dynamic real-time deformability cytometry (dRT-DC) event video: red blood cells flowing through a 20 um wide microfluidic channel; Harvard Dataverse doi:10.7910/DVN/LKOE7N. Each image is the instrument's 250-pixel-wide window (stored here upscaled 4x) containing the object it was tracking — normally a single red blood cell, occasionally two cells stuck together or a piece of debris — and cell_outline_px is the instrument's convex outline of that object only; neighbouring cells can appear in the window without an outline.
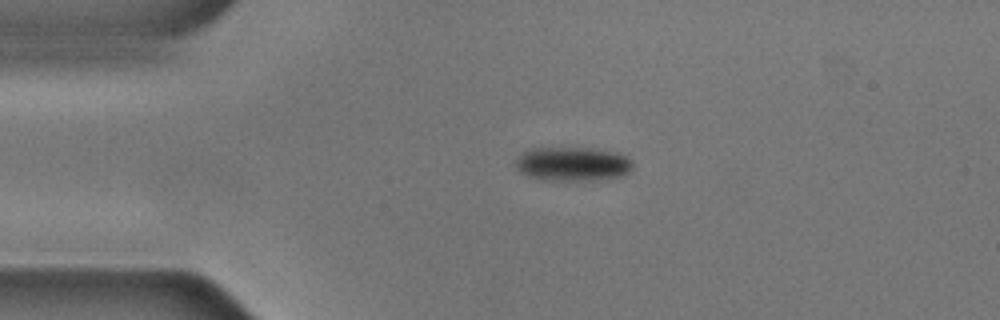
{"species": "common noctule bat (a hibernating species)", "species_latin": "Nyctalus noctula", "temperature_condition": "cold", "stored_images_in_passage": 45, "camera_frame_rate_fps": 3000, "um_per_image_px": 0.085, "animal": {"sex": "male", "body_mass_g": 17.9, "forearm_length_mm": 54.2}, "frame": {"image": 1, "passage_image": 1, "time_ms": 0.0, "image_size_px": [1000, 320], "cell_outline_px": [[632, 168], [624, 176], [596, 180], [544, 180], [528, 176], [520, 172], [516, 168], [516, 156], [532, 148], [592, 148], [616, 152], [628, 156], [632, 160]], "centroid_in_image_um": [48.69, 13.94], "position_along_channel_um": 36.3, "area_um2": 23.47}}
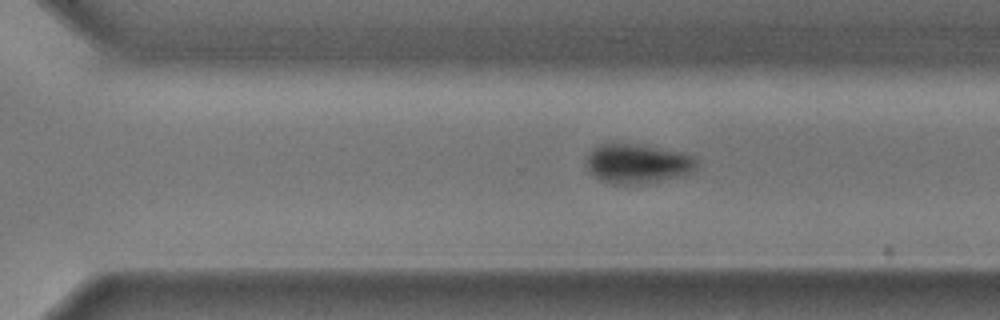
{"frame": {"image": 2, "passage_image": 27, "time_ms": 8.667, "image_size_px": [1000, 320], "cell_outline_px": [[700, 164], [692, 172], [648, 184], [612, 184], [600, 180], [592, 176], [584, 164], [584, 160], [600, 144], [636, 144], [680, 152], [692, 156]], "centroid_in_image_um": [54.17, 13.94], "position_along_channel_um": 316.4, "area_um2": 25.37}}
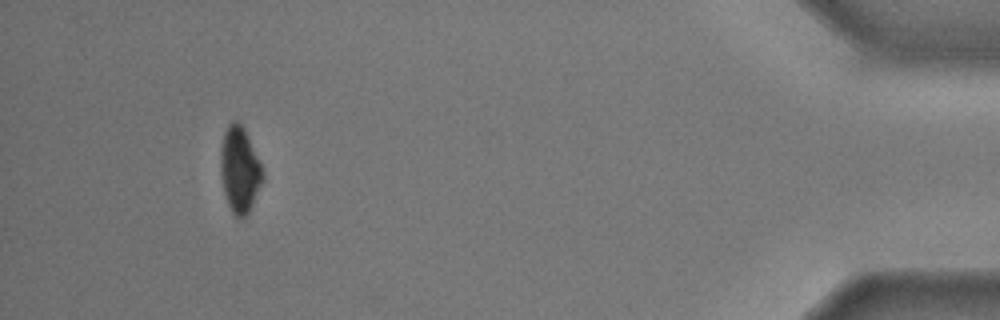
{"frame": {"image": 3, "passage_image": 41, "time_ms": 13.333, "image_size_px": [1000, 320], "cell_outline_px": [[264, 180], [248, 216], [240, 220], [232, 212], [228, 204], [224, 192], [220, 172], [220, 148], [224, 132], [228, 124], [232, 120], [236, 120], [244, 128], [260, 164], [264, 176]], "centroid_in_image_um": [20.36, 14.47], "position_along_channel_um": 414.8, "area_um2": 21.27}, "authors_computed_cell_mechanics": {"area_um2": 26.4146, "velocity_mm_per_s": 3.5734, "shape_relaxation_time_tau1_ms": 1.756, "shape_relaxation_time_tau2_ms": null, "deformation_change_tau1": 0.0644, "deformation_change_tau2": null}}